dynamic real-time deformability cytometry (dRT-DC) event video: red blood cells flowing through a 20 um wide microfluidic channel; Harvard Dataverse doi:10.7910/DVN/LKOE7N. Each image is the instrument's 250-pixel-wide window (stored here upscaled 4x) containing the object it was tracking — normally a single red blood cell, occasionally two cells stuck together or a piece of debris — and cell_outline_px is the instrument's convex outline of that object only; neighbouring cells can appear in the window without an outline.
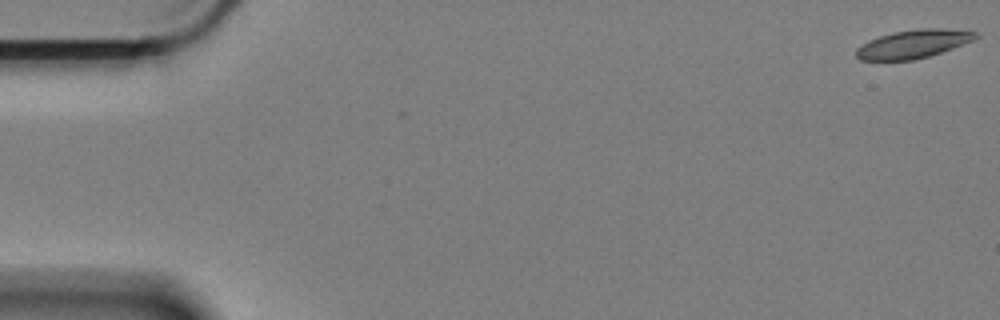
{"species": "Egyptian fruit bat (a non-hibernating species)", "species_latin": "Rousettus aegyptiacus", "temperature_condition": "cold", "stored_images_in_passage": 53, "camera_frame_rate_fps": 3000, "um_per_image_px": 0.085, "animal": {"sex": "female"}, "frame": {"image": 1, "passage_image": 1, "time_ms": 0.0, "image_size_px": [1000, 320], "cell_outline_px": [[980, 36], [972, 40], [952, 48], [928, 56], [912, 60], [860, 60], [856, 56], [856, 48], [868, 40], [892, 32], [920, 28], [944, 28], [976, 32]], "centroid_in_image_um": [77.6, 3.73], "position_along_channel_um": 7.4, "area_um2": 19.59}}
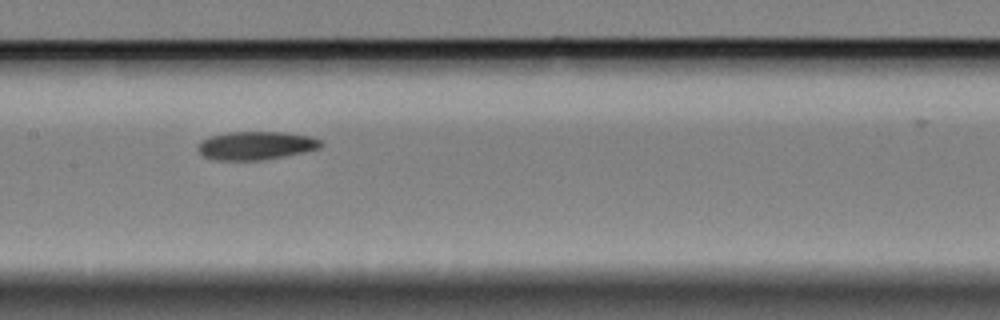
{"frame": {"image": 2, "passage_image": 30, "time_ms": 9.667, "image_size_px": [1000, 320], "cell_outline_px": [[324, 144], [320, 148], [304, 152], [264, 160], [212, 160], [204, 156], [196, 148], [200, 140], [212, 136], [228, 132], [284, 132], [308, 136], [320, 140]], "centroid_in_image_um": [21.73, 12.38], "position_along_channel_um": 185.7, "area_um2": 20.35}}
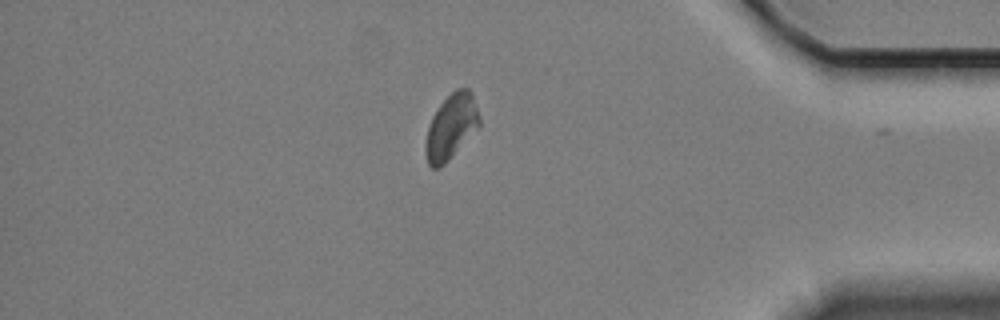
{"frame": {"image": 3, "passage_image": 52, "time_ms": 17.0, "image_size_px": [1000, 320], "cell_outline_px": [[480, 128], [440, 168], [432, 168], [428, 164], [428, 124], [432, 116], [440, 104], [456, 88], [468, 88], [472, 92], [480, 116]], "centroid_in_image_um": [38.42, 10.73], "position_along_channel_um": 396.8, "area_um2": 20.11}, "authors_computed_cell_mechanics": {"area_um2": 20.4034, "velocity_mm_per_s": 3.298, "shape_relaxation_time_tau1_ms": 10.7786, "shape_relaxation_time_tau2_ms": null, "deformation_change_tau1": 0.1449, "deformation_change_tau2": null}}